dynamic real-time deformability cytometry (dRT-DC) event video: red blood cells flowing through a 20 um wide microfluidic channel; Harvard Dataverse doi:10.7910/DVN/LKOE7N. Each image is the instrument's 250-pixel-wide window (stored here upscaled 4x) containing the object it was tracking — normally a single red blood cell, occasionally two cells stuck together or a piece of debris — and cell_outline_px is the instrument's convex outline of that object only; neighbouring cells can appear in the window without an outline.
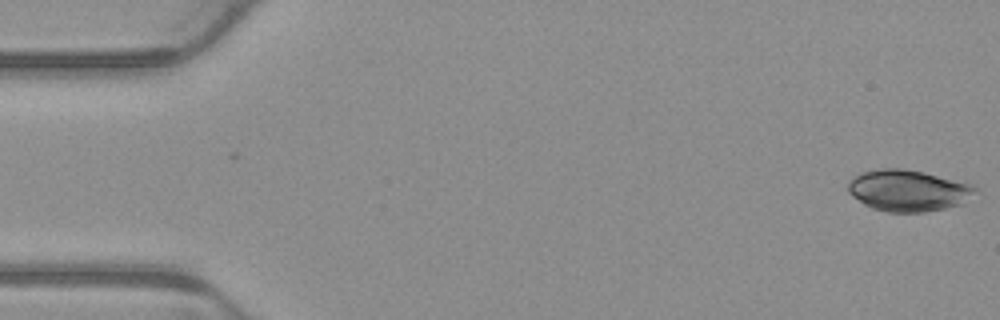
{"species": "common noctule bat (a hibernating species)", "species_latin": "Nyctalus noctula", "temperature_condition": "warm", "stored_images_in_passage": 4, "camera_frame_rate_fps": 3000, "um_per_image_px": 0.085, "animal": {"sex": "male", "body_mass_g": 23.1, "forearm_length_mm": 52.7}, "frame": {"image": 1, "passage_image": 1, "time_ms": 0.0, "image_size_px": [1000, 320], "cell_outline_px": [[976, 188], [964, 204], [924, 212], [888, 212], [872, 208], [864, 204], [852, 196], [848, 192], [848, 184], [860, 172], [880, 168], [904, 168], [924, 172], [972, 184]], "centroid_in_image_um": [77.17, 16.19], "position_along_channel_um": 7.8, "area_um2": 30.58}}